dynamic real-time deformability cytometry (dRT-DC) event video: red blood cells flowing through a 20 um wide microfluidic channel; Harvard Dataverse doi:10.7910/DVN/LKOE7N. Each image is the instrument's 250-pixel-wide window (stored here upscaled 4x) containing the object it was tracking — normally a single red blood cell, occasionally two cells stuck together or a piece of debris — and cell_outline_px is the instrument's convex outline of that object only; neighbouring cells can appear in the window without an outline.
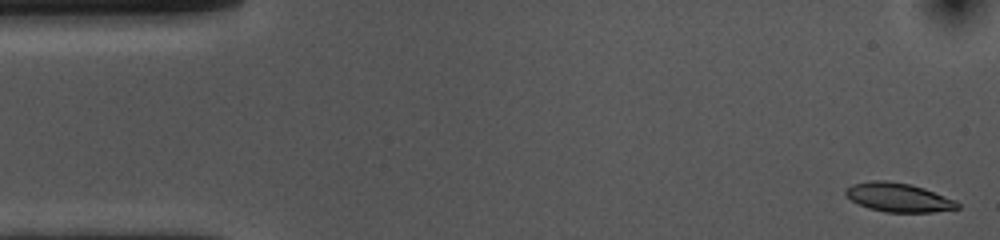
{"species": "common noctule bat (a hibernating species)", "species_latin": "Nyctalus noctula", "temperature_condition": "cold", "stored_images_in_passage": 53, "camera_frame_rate_fps": 3000, "um_per_image_px": 0.085, "animal": {"sex": "female", "body_mass_g": 10.0, "forearm_length_mm": 53.1}, "frame": {"image": 1, "passage_image": 1, "time_ms": 0.0, "image_size_px": [1000, 240], "cell_outline_px": [[960, 208], [932, 212], [884, 212], [868, 208], [852, 200], [844, 192], [852, 184], [872, 180], [888, 180], [912, 184], [924, 188], [956, 200], [960, 204]], "centroid_in_image_um": [76.4, 16.77], "position_along_channel_um": 8.6, "area_um2": 18.84}}
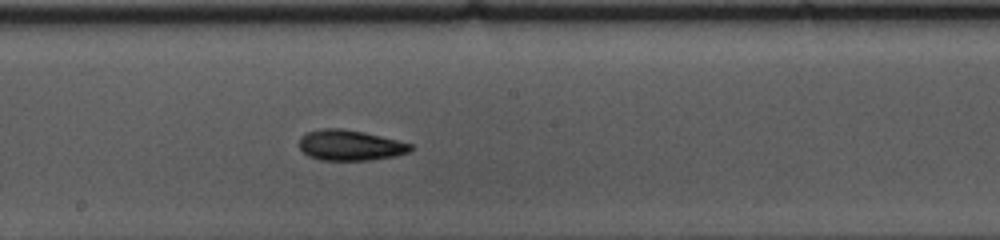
{"frame": {"image": 2, "passage_image": 27, "time_ms": 8.667, "image_size_px": [1000, 240], "cell_outline_px": [[412, 148], [408, 152], [396, 156], [368, 160], [320, 160], [308, 156], [300, 148], [300, 136], [308, 132], [320, 128], [340, 128], [364, 132], [412, 144]], "centroid_in_image_um": [29.73, 12.35], "position_along_channel_um": 218.5, "area_um2": 19.71}}
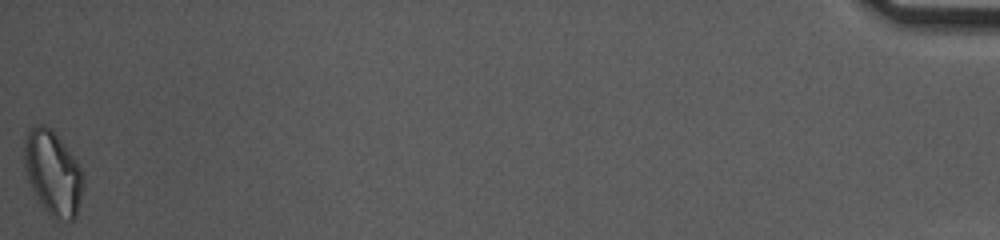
{"frame": {"image": 3, "passage_image": 53, "time_ms": 17.333, "image_size_px": [1000, 240], "cell_outline_px": [[84, 188], [76, 216], [72, 220], [56, 220], [44, 208], [32, 188], [24, 168], [24, 140], [28, 132], [36, 124], [44, 124], [52, 128], [76, 160], [84, 176]], "centroid_in_image_um": [4.51, 14.69], "position_along_channel_um": 430.7, "area_um2": 28.96}, "authors_computed_cell_mechanics": {"area_um2": 19.7098, "velocity_mm_per_s": 3.6586, "shape_relaxation_time_tau1_ms": 2.8796, "shape_relaxation_time_tau2_ms": 4.0223, "deformation_change_tau1": 0.1213, "deformation_change_tau2": 0.1102}}